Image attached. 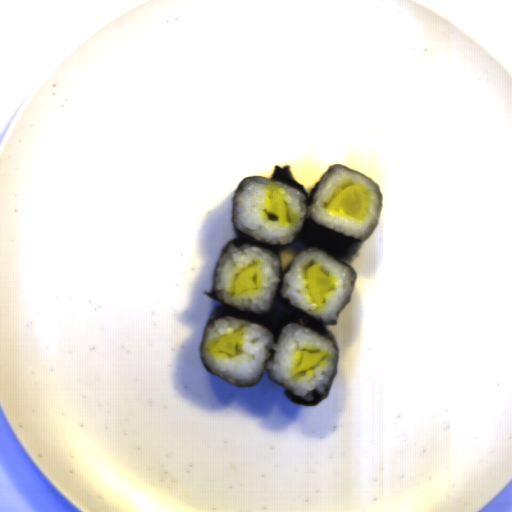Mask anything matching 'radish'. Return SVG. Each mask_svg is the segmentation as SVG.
Instances as JSON below:
<instances>
[{
    "mask_svg": "<svg viewBox=\"0 0 512 512\" xmlns=\"http://www.w3.org/2000/svg\"><path fill=\"white\" fill-rule=\"evenodd\" d=\"M266 214L274 215L282 221L288 220L289 212L287 204L282 194L278 191H274L266 208Z\"/></svg>",
    "mask_w": 512,
    "mask_h": 512,
    "instance_id": "4",
    "label": "radish"
},
{
    "mask_svg": "<svg viewBox=\"0 0 512 512\" xmlns=\"http://www.w3.org/2000/svg\"><path fill=\"white\" fill-rule=\"evenodd\" d=\"M245 333L246 332L242 329L229 334L213 346V351L224 352L236 356L238 354L237 345Z\"/></svg>",
    "mask_w": 512,
    "mask_h": 512,
    "instance_id": "5",
    "label": "radish"
},
{
    "mask_svg": "<svg viewBox=\"0 0 512 512\" xmlns=\"http://www.w3.org/2000/svg\"><path fill=\"white\" fill-rule=\"evenodd\" d=\"M308 294L315 304L324 302L327 293L332 291L334 285L329 274L324 272L321 264L313 265L305 270Z\"/></svg>",
    "mask_w": 512,
    "mask_h": 512,
    "instance_id": "2",
    "label": "radish"
},
{
    "mask_svg": "<svg viewBox=\"0 0 512 512\" xmlns=\"http://www.w3.org/2000/svg\"><path fill=\"white\" fill-rule=\"evenodd\" d=\"M259 273L257 265L248 266L240 271L233 282L234 294H240L246 290H254L258 287L256 277Z\"/></svg>",
    "mask_w": 512,
    "mask_h": 512,
    "instance_id": "3",
    "label": "radish"
},
{
    "mask_svg": "<svg viewBox=\"0 0 512 512\" xmlns=\"http://www.w3.org/2000/svg\"><path fill=\"white\" fill-rule=\"evenodd\" d=\"M370 207L369 191L364 185L344 188L329 204L332 211H342L345 216L365 220Z\"/></svg>",
    "mask_w": 512,
    "mask_h": 512,
    "instance_id": "1",
    "label": "radish"
},
{
    "mask_svg": "<svg viewBox=\"0 0 512 512\" xmlns=\"http://www.w3.org/2000/svg\"><path fill=\"white\" fill-rule=\"evenodd\" d=\"M324 354L321 353H313V352H305L302 351V360L301 365L294 369V373H300L307 370H311L317 364L323 361Z\"/></svg>",
    "mask_w": 512,
    "mask_h": 512,
    "instance_id": "6",
    "label": "radish"
}]
</instances>
